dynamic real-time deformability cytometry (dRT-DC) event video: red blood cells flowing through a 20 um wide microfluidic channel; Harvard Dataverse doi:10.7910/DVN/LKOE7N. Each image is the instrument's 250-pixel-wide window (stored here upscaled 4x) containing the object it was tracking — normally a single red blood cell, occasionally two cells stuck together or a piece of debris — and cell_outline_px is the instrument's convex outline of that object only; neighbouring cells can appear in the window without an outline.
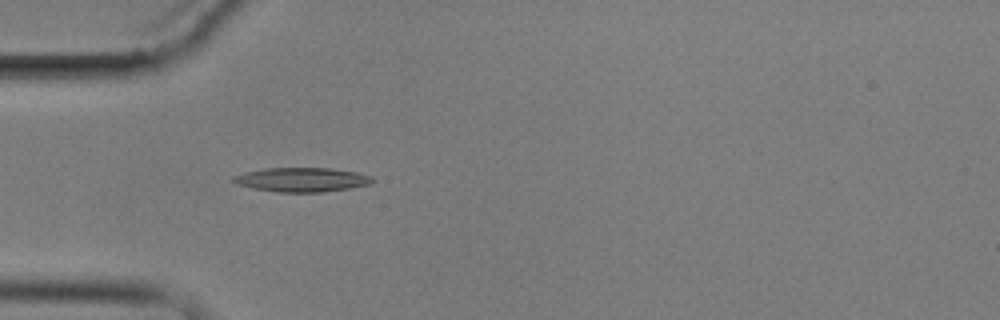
{"species": "common noctule bat (a hibernating species)", "species_latin": "Nyctalus noctula", "temperature_condition": "cold", "stored_images_in_passage": 5, "camera_frame_rate_fps": 3000, "um_per_image_px": 0.085, "animal": {"sex": "male", "body_mass_g": 17.9}, "frame": {"image": 1, "passage_image": 5, "time_ms": 5.0, "image_size_px": [1000, 320], "cell_outline_px": [[376, 180], [372, 184], [348, 188], [320, 192], [276, 192], [236, 184], [232, 180], [232, 176], [244, 172], [268, 168], [328, 168], [356, 172], [372, 176]], "centroid_in_image_um": [25.68, 15.27], "position_along_channel_um": 59.3, "area_um2": 19.54}}